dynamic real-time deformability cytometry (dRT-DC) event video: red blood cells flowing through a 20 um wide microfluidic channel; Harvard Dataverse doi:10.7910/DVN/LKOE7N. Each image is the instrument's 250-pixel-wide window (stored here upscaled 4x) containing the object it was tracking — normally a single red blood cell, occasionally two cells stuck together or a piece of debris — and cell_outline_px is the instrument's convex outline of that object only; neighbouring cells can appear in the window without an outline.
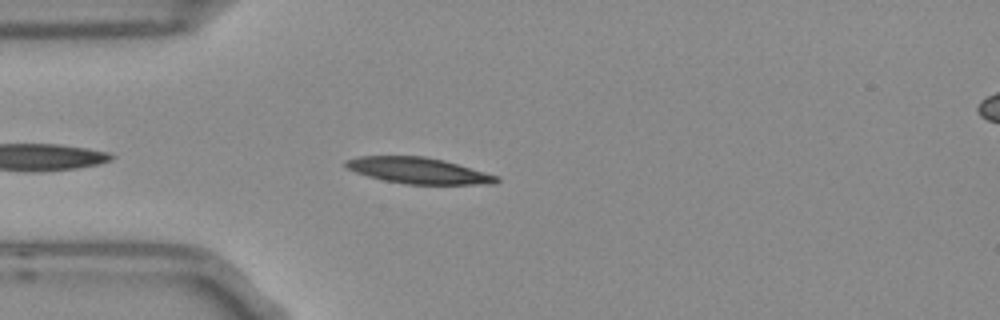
{"species": "Egyptian fruit bat (a non-hibernating species)", "species_latin": "Rousettus aegyptiacus", "temperature_condition": "room temperature", "stored_images_in_passage": 34, "camera_frame_rate_fps": 3000, "um_per_image_px": 0.085, "frame": {"image": 1, "passage_image": 4, "time_ms": 1.0, "image_size_px": [1000, 320], "cell_outline_px": [[500, 180], [496, 184], [404, 184], [384, 180], [368, 176], [356, 172], [348, 168], [344, 164], [344, 160], [360, 156], [424, 156], [444, 160], [500, 176]], "centroid_in_image_um": [35.59, 14.5], "position_along_channel_um": 49.4, "area_um2": 22.95}}
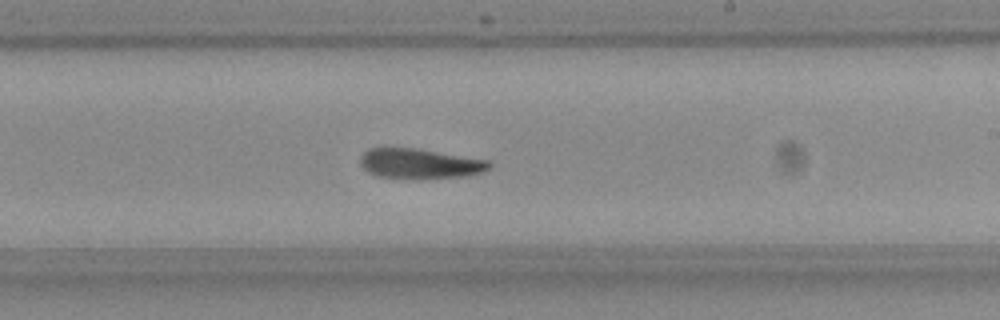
{"frame": {"image": 2, "passage_image": 21, "time_ms": 6.667, "image_size_px": [1000, 320], "cell_outline_px": [[492, 168], [484, 172], [468, 176], [416, 180], [376, 176], [368, 172], [360, 164], [360, 156], [368, 148], [416, 148], [488, 160], [492, 164]], "centroid_in_image_um": [35.71, 13.93], "position_along_channel_um": 253.3, "area_um2": 23.12}}
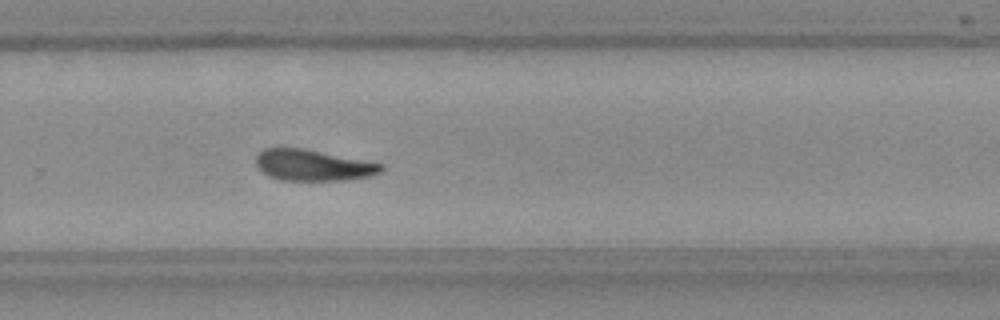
{"frame": {"image": 3, "passage_image": 25, "time_ms": 8.0, "image_size_px": [1000, 320], "cell_outline_px": [[384, 168], [380, 172], [368, 176], [344, 180], [280, 180], [268, 176], [256, 164], [256, 156], [264, 148], [304, 148], [384, 164]], "centroid_in_image_um": [26.6, 14.04], "position_along_channel_um": 303.2, "area_um2": 22.54}, "authors_computed_cell_mechanics": {"area_um2": 23.12, "velocity_mm_per_s": 3.7553, "shape_relaxation_time_tau1_ms": 5.3216, "shape_relaxation_time_tau2_ms": 6.9237, "deformation_change_tau1": 0.1613, "deformation_change_tau2": 0.1495}}